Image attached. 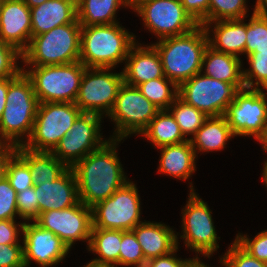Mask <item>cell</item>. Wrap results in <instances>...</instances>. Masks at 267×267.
I'll return each instance as SVG.
<instances>
[{
  "label": "cell",
  "instance_id": "1",
  "mask_svg": "<svg viewBox=\"0 0 267 267\" xmlns=\"http://www.w3.org/2000/svg\"><path fill=\"white\" fill-rule=\"evenodd\" d=\"M122 139L109 138L71 168L78 185L80 201L88 207L109 198L128 181L117 154Z\"/></svg>",
  "mask_w": 267,
  "mask_h": 267
},
{
  "label": "cell",
  "instance_id": "2",
  "mask_svg": "<svg viewBox=\"0 0 267 267\" xmlns=\"http://www.w3.org/2000/svg\"><path fill=\"white\" fill-rule=\"evenodd\" d=\"M136 36L118 23L81 26L80 58L86 68H113L125 63Z\"/></svg>",
  "mask_w": 267,
  "mask_h": 267
},
{
  "label": "cell",
  "instance_id": "3",
  "mask_svg": "<svg viewBox=\"0 0 267 267\" xmlns=\"http://www.w3.org/2000/svg\"><path fill=\"white\" fill-rule=\"evenodd\" d=\"M39 104L32 82L23 70L8 78L6 106L0 119V140L23 146L32 133Z\"/></svg>",
  "mask_w": 267,
  "mask_h": 267
},
{
  "label": "cell",
  "instance_id": "4",
  "mask_svg": "<svg viewBox=\"0 0 267 267\" xmlns=\"http://www.w3.org/2000/svg\"><path fill=\"white\" fill-rule=\"evenodd\" d=\"M152 45L160 55L164 75L179 87L202 71L208 36L203 25H198L188 33L166 37Z\"/></svg>",
  "mask_w": 267,
  "mask_h": 267
},
{
  "label": "cell",
  "instance_id": "5",
  "mask_svg": "<svg viewBox=\"0 0 267 267\" xmlns=\"http://www.w3.org/2000/svg\"><path fill=\"white\" fill-rule=\"evenodd\" d=\"M80 35V23H69L33 36L22 53L21 63L30 67L77 62L80 58Z\"/></svg>",
  "mask_w": 267,
  "mask_h": 267
},
{
  "label": "cell",
  "instance_id": "6",
  "mask_svg": "<svg viewBox=\"0 0 267 267\" xmlns=\"http://www.w3.org/2000/svg\"><path fill=\"white\" fill-rule=\"evenodd\" d=\"M85 69L86 67L80 61L64 65L31 66L27 70L22 67L30 78L40 103H74Z\"/></svg>",
  "mask_w": 267,
  "mask_h": 267
},
{
  "label": "cell",
  "instance_id": "7",
  "mask_svg": "<svg viewBox=\"0 0 267 267\" xmlns=\"http://www.w3.org/2000/svg\"><path fill=\"white\" fill-rule=\"evenodd\" d=\"M82 113L75 103H40L32 133L23 147L35 152H52Z\"/></svg>",
  "mask_w": 267,
  "mask_h": 267
},
{
  "label": "cell",
  "instance_id": "8",
  "mask_svg": "<svg viewBox=\"0 0 267 267\" xmlns=\"http://www.w3.org/2000/svg\"><path fill=\"white\" fill-rule=\"evenodd\" d=\"M138 192L130 180L109 198L92 206V228L132 231L143 222Z\"/></svg>",
  "mask_w": 267,
  "mask_h": 267
},
{
  "label": "cell",
  "instance_id": "9",
  "mask_svg": "<svg viewBox=\"0 0 267 267\" xmlns=\"http://www.w3.org/2000/svg\"><path fill=\"white\" fill-rule=\"evenodd\" d=\"M160 109L134 86L123 83L108 117L116 129L111 139H124L131 134L140 135Z\"/></svg>",
  "mask_w": 267,
  "mask_h": 267
},
{
  "label": "cell",
  "instance_id": "10",
  "mask_svg": "<svg viewBox=\"0 0 267 267\" xmlns=\"http://www.w3.org/2000/svg\"><path fill=\"white\" fill-rule=\"evenodd\" d=\"M190 183V193L182 212V235L185 246L205 257H210L219 248L211 209Z\"/></svg>",
  "mask_w": 267,
  "mask_h": 267
},
{
  "label": "cell",
  "instance_id": "11",
  "mask_svg": "<svg viewBox=\"0 0 267 267\" xmlns=\"http://www.w3.org/2000/svg\"><path fill=\"white\" fill-rule=\"evenodd\" d=\"M112 68H86L81 78L79 92L74 102L82 113L109 115L120 87L124 83L123 71L110 72Z\"/></svg>",
  "mask_w": 267,
  "mask_h": 267
},
{
  "label": "cell",
  "instance_id": "12",
  "mask_svg": "<svg viewBox=\"0 0 267 267\" xmlns=\"http://www.w3.org/2000/svg\"><path fill=\"white\" fill-rule=\"evenodd\" d=\"M239 91L236 85L213 79L200 72L178 87V96L210 117L224 115Z\"/></svg>",
  "mask_w": 267,
  "mask_h": 267
},
{
  "label": "cell",
  "instance_id": "13",
  "mask_svg": "<svg viewBox=\"0 0 267 267\" xmlns=\"http://www.w3.org/2000/svg\"><path fill=\"white\" fill-rule=\"evenodd\" d=\"M133 11L140 16L144 27L158 36V40L188 33L198 26L180 0H147Z\"/></svg>",
  "mask_w": 267,
  "mask_h": 267
},
{
  "label": "cell",
  "instance_id": "14",
  "mask_svg": "<svg viewBox=\"0 0 267 267\" xmlns=\"http://www.w3.org/2000/svg\"><path fill=\"white\" fill-rule=\"evenodd\" d=\"M224 116L235 136H253L257 140L267 122V94L263 89H241Z\"/></svg>",
  "mask_w": 267,
  "mask_h": 267
},
{
  "label": "cell",
  "instance_id": "15",
  "mask_svg": "<svg viewBox=\"0 0 267 267\" xmlns=\"http://www.w3.org/2000/svg\"><path fill=\"white\" fill-rule=\"evenodd\" d=\"M104 116L94 113H81L69 132L51 152L68 167L100 148L106 141L101 135V122Z\"/></svg>",
  "mask_w": 267,
  "mask_h": 267
},
{
  "label": "cell",
  "instance_id": "16",
  "mask_svg": "<svg viewBox=\"0 0 267 267\" xmlns=\"http://www.w3.org/2000/svg\"><path fill=\"white\" fill-rule=\"evenodd\" d=\"M41 228L58 236L71 249L76 241L90 243L92 210L81 201L62 210H48L34 220Z\"/></svg>",
  "mask_w": 267,
  "mask_h": 267
},
{
  "label": "cell",
  "instance_id": "17",
  "mask_svg": "<svg viewBox=\"0 0 267 267\" xmlns=\"http://www.w3.org/2000/svg\"><path fill=\"white\" fill-rule=\"evenodd\" d=\"M24 263L29 267L34 261L41 267H51L60 263L69 253L66 244L54 233L41 228L34 221L23 225Z\"/></svg>",
  "mask_w": 267,
  "mask_h": 267
},
{
  "label": "cell",
  "instance_id": "18",
  "mask_svg": "<svg viewBox=\"0 0 267 267\" xmlns=\"http://www.w3.org/2000/svg\"><path fill=\"white\" fill-rule=\"evenodd\" d=\"M31 10L23 0H3L0 11V39L21 54L32 37Z\"/></svg>",
  "mask_w": 267,
  "mask_h": 267
},
{
  "label": "cell",
  "instance_id": "19",
  "mask_svg": "<svg viewBox=\"0 0 267 267\" xmlns=\"http://www.w3.org/2000/svg\"><path fill=\"white\" fill-rule=\"evenodd\" d=\"M38 199L39 213L48 210H62L80 202L75 174L69 167L55 181L34 186Z\"/></svg>",
  "mask_w": 267,
  "mask_h": 267
},
{
  "label": "cell",
  "instance_id": "20",
  "mask_svg": "<svg viewBox=\"0 0 267 267\" xmlns=\"http://www.w3.org/2000/svg\"><path fill=\"white\" fill-rule=\"evenodd\" d=\"M123 76L124 83L134 87L149 80L165 77L156 48L152 44L142 46L137 41L126 58Z\"/></svg>",
  "mask_w": 267,
  "mask_h": 267
},
{
  "label": "cell",
  "instance_id": "21",
  "mask_svg": "<svg viewBox=\"0 0 267 267\" xmlns=\"http://www.w3.org/2000/svg\"><path fill=\"white\" fill-rule=\"evenodd\" d=\"M244 19L245 18L205 23L203 27L208 36V45L216 51L240 58L241 54H245L246 23ZM212 27H214V29ZM210 35H212L213 38H211Z\"/></svg>",
  "mask_w": 267,
  "mask_h": 267
},
{
  "label": "cell",
  "instance_id": "22",
  "mask_svg": "<svg viewBox=\"0 0 267 267\" xmlns=\"http://www.w3.org/2000/svg\"><path fill=\"white\" fill-rule=\"evenodd\" d=\"M30 10L32 37L48 32L57 26L79 23L76 0H48Z\"/></svg>",
  "mask_w": 267,
  "mask_h": 267
},
{
  "label": "cell",
  "instance_id": "23",
  "mask_svg": "<svg viewBox=\"0 0 267 267\" xmlns=\"http://www.w3.org/2000/svg\"><path fill=\"white\" fill-rule=\"evenodd\" d=\"M146 260L165 256L174 251L179 244L174 229L161 222L145 221L133 230Z\"/></svg>",
  "mask_w": 267,
  "mask_h": 267
},
{
  "label": "cell",
  "instance_id": "24",
  "mask_svg": "<svg viewBox=\"0 0 267 267\" xmlns=\"http://www.w3.org/2000/svg\"><path fill=\"white\" fill-rule=\"evenodd\" d=\"M241 62L240 58L216 51L208 45L203 54L201 72L213 79L236 85L241 90L245 88Z\"/></svg>",
  "mask_w": 267,
  "mask_h": 267
},
{
  "label": "cell",
  "instance_id": "25",
  "mask_svg": "<svg viewBox=\"0 0 267 267\" xmlns=\"http://www.w3.org/2000/svg\"><path fill=\"white\" fill-rule=\"evenodd\" d=\"M161 151L158 172L176 179L187 180L196 171L195 150L190 140L159 147Z\"/></svg>",
  "mask_w": 267,
  "mask_h": 267
},
{
  "label": "cell",
  "instance_id": "26",
  "mask_svg": "<svg viewBox=\"0 0 267 267\" xmlns=\"http://www.w3.org/2000/svg\"><path fill=\"white\" fill-rule=\"evenodd\" d=\"M233 136L235 137L224 115L210 116L189 140L197 156V152L223 150Z\"/></svg>",
  "mask_w": 267,
  "mask_h": 267
},
{
  "label": "cell",
  "instance_id": "27",
  "mask_svg": "<svg viewBox=\"0 0 267 267\" xmlns=\"http://www.w3.org/2000/svg\"><path fill=\"white\" fill-rule=\"evenodd\" d=\"M16 153L28 164L34 186L55 181L69 168L51 152H35L17 146Z\"/></svg>",
  "mask_w": 267,
  "mask_h": 267
},
{
  "label": "cell",
  "instance_id": "28",
  "mask_svg": "<svg viewBox=\"0 0 267 267\" xmlns=\"http://www.w3.org/2000/svg\"><path fill=\"white\" fill-rule=\"evenodd\" d=\"M77 20L81 26L118 23L116 11L129 7L128 0H76Z\"/></svg>",
  "mask_w": 267,
  "mask_h": 267
},
{
  "label": "cell",
  "instance_id": "29",
  "mask_svg": "<svg viewBox=\"0 0 267 267\" xmlns=\"http://www.w3.org/2000/svg\"><path fill=\"white\" fill-rule=\"evenodd\" d=\"M121 240V230L92 228L87 250L98 254L99 257L90 262L109 267L119 266Z\"/></svg>",
  "mask_w": 267,
  "mask_h": 267
},
{
  "label": "cell",
  "instance_id": "30",
  "mask_svg": "<svg viewBox=\"0 0 267 267\" xmlns=\"http://www.w3.org/2000/svg\"><path fill=\"white\" fill-rule=\"evenodd\" d=\"M141 135H144V138H147L156 148L189 140L184 137L168 110H160Z\"/></svg>",
  "mask_w": 267,
  "mask_h": 267
},
{
  "label": "cell",
  "instance_id": "31",
  "mask_svg": "<svg viewBox=\"0 0 267 267\" xmlns=\"http://www.w3.org/2000/svg\"><path fill=\"white\" fill-rule=\"evenodd\" d=\"M137 88L160 110H167L178 97V86L166 76L143 82Z\"/></svg>",
  "mask_w": 267,
  "mask_h": 267
},
{
  "label": "cell",
  "instance_id": "32",
  "mask_svg": "<svg viewBox=\"0 0 267 267\" xmlns=\"http://www.w3.org/2000/svg\"><path fill=\"white\" fill-rule=\"evenodd\" d=\"M167 110L176 120L185 138L188 135L194 136L208 118L204 112L196 109L192 105L187 104L179 96Z\"/></svg>",
  "mask_w": 267,
  "mask_h": 267
},
{
  "label": "cell",
  "instance_id": "33",
  "mask_svg": "<svg viewBox=\"0 0 267 267\" xmlns=\"http://www.w3.org/2000/svg\"><path fill=\"white\" fill-rule=\"evenodd\" d=\"M247 59L250 69H243L245 88L267 91V52H253Z\"/></svg>",
  "mask_w": 267,
  "mask_h": 267
},
{
  "label": "cell",
  "instance_id": "34",
  "mask_svg": "<svg viewBox=\"0 0 267 267\" xmlns=\"http://www.w3.org/2000/svg\"><path fill=\"white\" fill-rule=\"evenodd\" d=\"M267 52V18L258 16L254 10L246 23L245 54Z\"/></svg>",
  "mask_w": 267,
  "mask_h": 267
},
{
  "label": "cell",
  "instance_id": "35",
  "mask_svg": "<svg viewBox=\"0 0 267 267\" xmlns=\"http://www.w3.org/2000/svg\"><path fill=\"white\" fill-rule=\"evenodd\" d=\"M247 0H209V22L247 18Z\"/></svg>",
  "mask_w": 267,
  "mask_h": 267
},
{
  "label": "cell",
  "instance_id": "36",
  "mask_svg": "<svg viewBox=\"0 0 267 267\" xmlns=\"http://www.w3.org/2000/svg\"><path fill=\"white\" fill-rule=\"evenodd\" d=\"M5 177L16 193L34 186L28 164L17 153L8 161Z\"/></svg>",
  "mask_w": 267,
  "mask_h": 267
},
{
  "label": "cell",
  "instance_id": "37",
  "mask_svg": "<svg viewBox=\"0 0 267 267\" xmlns=\"http://www.w3.org/2000/svg\"><path fill=\"white\" fill-rule=\"evenodd\" d=\"M119 252L120 266L145 267V259L141 245L133 231H122V240Z\"/></svg>",
  "mask_w": 267,
  "mask_h": 267
},
{
  "label": "cell",
  "instance_id": "38",
  "mask_svg": "<svg viewBox=\"0 0 267 267\" xmlns=\"http://www.w3.org/2000/svg\"><path fill=\"white\" fill-rule=\"evenodd\" d=\"M220 263L225 267H267L266 262L251 256L235 240L220 258Z\"/></svg>",
  "mask_w": 267,
  "mask_h": 267
},
{
  "label": "cell",
  "instance_id": "39",
  "mask_svg": "<svg viewBox=\"0 0 267 267\" xmlns=\"http://www.w3.org/2000/svg\"><path fill=\"white\" fill-rule=\"evenodd\" d=\"M19 59L22 54L0 39V79L12 78L22 70V66H18Z\"/></svg>",
  "mask_w": 267,
  "mask_h": 267
},
{
  "label": "cell",
  "instance_id": "40",
  "mask_svg": "<svg viewBox=\"0 0 267 267\" xmlns=\"http://www.w3.org/2000/svg\"><path fill=\"white\" fill-rule=\"evenodd\" d=\"M241 234L236 235L235 241L251 256L267 263V230L257 233L254 239L248 238L249 236L246 234Z\"/></svg>",
  "mask_w": 267,
  "mask_h": 267
},
{
  "label": "cell",
  "instance_id": "41",
  "mask_svg": "<svg viewBox=\"0 0 267 267\" xmlns=\"http://www.w3.org/2000/svg\"><path fill=\"white\" fill-rule=\"evenodd\" d=\"M17 193L6 177L0 180V220H15L17 212Z\"/></svg>",
  "mask_w": 267,
  "mask_h": 267
},
{
  "label": "cell",
  "instance_id": "42",
  "mask_svg": "<svg viewBox=\"0 0 267 267\" xmlns=\"http://www.w3.org/2000/svg\"><path fill=\"white\" fill-rule=\"evenodd\" d=\"M38 199L34 186L17 193V212L22 220L34 221L39 216Z\"/></svg>",
  "mask_w": 267,
  "mask_h": 267
},
{
  "label": "cell",
  "instance_id": "43",
  "mask_svg": "<svg viewBox=\"0 0 267 267\" xmlns=\"http://www.w3.org/2000/svg\"><path fill=\"white\" fill-rule=\"evenodd\" d=\"M0 267H26L23 244H0Z\"/></svg>",
  "mask_w": 267,
  "mask_h": 267
},
{
  "label": "cell",
  "instance_id": "44",
  "mask_svg": "<svg viewBox=\"0 0 267 267\" xmlns=\"http://www.w3.org/2000/svg\"><path fill=\"white\" fill-rule=\"evenodd\" d=\"M180 2L198 25L209 22V0H180Z\"/></svg>",
  "mask_w": 267,
  "mask_h": 267
},
{
  "label": "cell",
  "instance_id": "45",
  "mask_svg": "<svg viewBox=\"0 0 267 267\" xmlns=\"http://www.w3.org/2000/svg\"><path fill=\"white\" fill-rule=\"evenodd\" d=\"M23 225L24 222L16 224L15 220H0V244H21Z\"/></svg>",
  "mask_w": 267,
  "mask_h": 267
},
{
  "label": "cell",
  "instance_id": "46",
  "mask_svg": "<svg viewBox=\"0 0 267 267\" xmlns=\"http://www.w3.org/2000/svg\"><path fill=\"white\" fill-rule=\"evenodd\" d=\"M175 252H178V247L165 256L155 257L147 260L145 267H184L191 258H177L175 256Z\"/></svg>",
  "mask_w": 267,
  "mask_h": 267
},
{
  "label": "cell",
  "instance_id": "47",
  "mask_svg": "<svg viewBox=\"0 0 267 267\" xmlns=\"http://www.w3.org/2000/svg\"><path fill=\"white\" fill-rule=\"evenodd\" d=\"M17 146L9 142L0 143V180L5 177L8 161L16 153Z\"/></svg>",
  "mask_w": 267,
  "mask_h": 267
},
{
  "label": "cell",
  "instance_id": "48",
  "mask_svg": "<svg viewBox=\"0 0 267 267\" xmlns=\"http://www.w3.org/2000/svg\"><path fill=\"white\" fill-rule=\"evenodd\" d=\"M8 91V78L0 79V119L6 106V95Z\"/></svg>",
  "mask_w": 267,
  "mask_h": 267
},
{
  "label": "cell",
  "instance_id": "49",
  "mask_svg": "<svg viewBox=\"0 0 267 267\" xmlns=\"http://www.w3.org/2000/svg\"><path fill=\"white\" fill-rule=\"evenodd\" d=\"M254 12L258 16L267 18V0H256Z\"/></svg>",
  "mask_w": 267,
  "mask_h": 267
},
{
  "label": "cell",
  "instance_id": "50",
  "mask_svg": "<svg viewBox=\"0 0 267 267\" xmlns=\"http://www.w3.org/2000/svg\"><path fill=\"white\" fill-rule=\"evenodd\" d=\"M184 267H211L203 262H201L199 257L191 258Z\"/></svg>",
  "mask_w": 267,
  "mask_h": 267
},
{
  "label": "cell",
  "instance_id": "51",
  "mask_svg": "<svg viewBox=\"0 0 267 267\" xmlns=\"http://www.w3.org/2000/svg\"><path fill=\"white\" fill-rule=\"evenodd\" d=\"M257 141L262 144L263 150L267 151V122L263 129V133L257 138Z\"/></svg>",
  "mask_w": 267,
  "mask_h": 267
},
{
  "label": "cell",
  "instance_id": "52",
  "mask_svg": "<svg viewBox=\"0 0 267 267\" xmlns=\"http://www.w3.org/2000/svg\"><path fill=\"white\" fill-rule=\"evenodd\" d=\"M29 8L41 5L48 0H23Z\"/></svg>",
  "mask_w": 267,
  "mask_h": 267
},
{
  "label": "cell",
  "instance_id": "53",
  "mask_svg": "<svg viewBox=\"0 0 267 267\" xmlns=\"http://www.w3.org/2000/svg\"><path fill=\"white\" fill-rule=\"evenodd\" d=\"M263 173H262V181L263 183H265V186L267 187V160L264 162V166H263Z\"/></svg>",
  "mask_w": 267,
  "mask_h": 267
},
{
  "label": "cell",
  "instance_id": "54",
  "mask_svg": "<svg viewBox=\"0 0 267 267\" xmlns=\"http://www.w3.org/2000/svg\"><path fill=\"white\" fill-rule=\"evenodd\" d=\"M147 0H128L131 9H134L139 3L145 2Z\"/></svg>",
  "mask_w": 267,
  "mask_h": 267
},
{
  "label": "cell",
  "instance_id": "55",
  "mask_svg": "<svg viewBox=\"0 0 267 267\" xmlns=\"http://www.w3.org/2000/svg\"><path fill=\"white\" fill-rule=\"evenodd\" d=\"M83 267H109V266H103V265H99V264H95V263L89 262L87 265H85Z\"/></svg>",
  "mask_w": 267,
  "mask_h": 267
},
{
  "label": "cell",
  "instance_id": "56",
  "mask_svg": "<svg viewBox=\"0 0 267 267\" xmlns=\"http://www.w3.org/2000/svg\"><path fill=\"white\" fill-rule=\"evenodd\" d=\"M2 3H3V0H0V11H1Z\"/></svg>",
  "mask_w": 267,
  "mask_h": 267
}]
</instances>
